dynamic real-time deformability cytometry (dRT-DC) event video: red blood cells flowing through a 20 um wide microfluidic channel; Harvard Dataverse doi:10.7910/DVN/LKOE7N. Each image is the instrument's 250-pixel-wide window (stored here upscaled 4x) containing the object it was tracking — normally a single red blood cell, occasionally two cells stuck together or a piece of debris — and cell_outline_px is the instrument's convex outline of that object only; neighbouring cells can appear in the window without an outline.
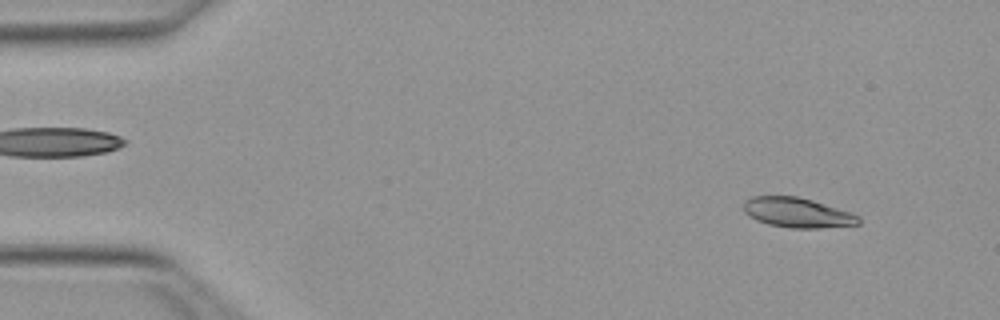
{"species": "Egyptian fruit bat (a non-hibernating species)", "species_latin": "Rousettus aegyptiacus", "temperature_condition": "warm", "stored_images_in_passage": 47, "camera_frame_rate_fps": 3000, "um_per_image_px": 0.085, "animal": {"sex": "female"}, "frame": {"image": 1, "passage_image": 1, "time_ms": 0.0, "image_size_px": [1000, 320], "cell_outline_px": [[860, 224], [820, 228], [792, 228], [768, 224], [756, 220], [748, 216], [744, 212], [744, 200], [752, 196], [796, 196], [812, 200], [860, 216]], "centroid_in_image_um": [67.73, 18.07], "position_along_channel_um": 17.3, "area_um2": 19.88}}
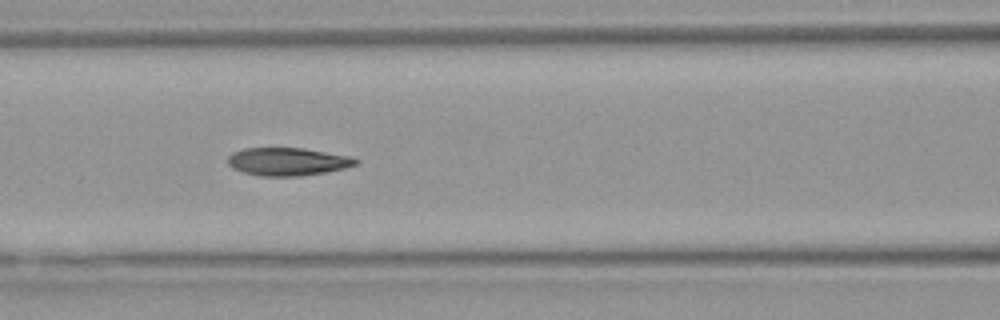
{"frame": {"image": 2, "passage_image": 18, "time_ms": 5.667, "image_size_px": [1000, 320], "cell_outline_px": [[360, 160], [356, 164], [344, 168], [324, 172], [300, 176], [260, 176], [244, 172], [232, 168], [228, 164], [228, 156], [232, 152], [244, 148], [304, 148], [352, 156]], "centroid_in_image_um": [24.45, 13.73], "position_along_channel_um": 142.2, "area_um2": 20.87}}
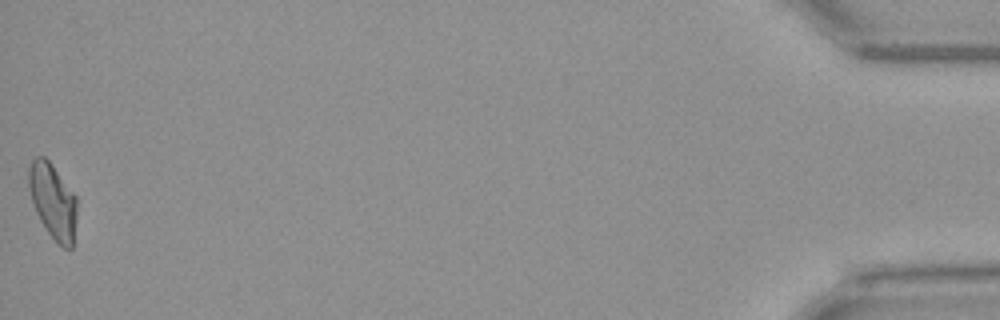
{"frame": {"image": 3, "passage_image": 47, "time_ms": 15.333, "image_size_px": [1000, 320], "cell_outline_px": [[76, 220], [72, 248], [64, 248], [48, 232], [40, 220], [36, 212], [28, 188], [28, 168], [32, 160], [36, 156], [44, 156], [52, 164], [76, 196]], "centroid_in_image_um": [4.48, 17.06], "position_along_channel_um": 430.7, "area_um2": 20.92}, "authors_computed_cell_mechanics": {"area_um2": 20.9814, "velocity_mm_per_s": 4.0196, "shape_relaxation_time_tau1_ms": 8.745, "shape_relaxation_time_tau2_ms": 2.6714, "deformation_change_tau1": 0.249, "deformation_change_tau2": 0.0876}}